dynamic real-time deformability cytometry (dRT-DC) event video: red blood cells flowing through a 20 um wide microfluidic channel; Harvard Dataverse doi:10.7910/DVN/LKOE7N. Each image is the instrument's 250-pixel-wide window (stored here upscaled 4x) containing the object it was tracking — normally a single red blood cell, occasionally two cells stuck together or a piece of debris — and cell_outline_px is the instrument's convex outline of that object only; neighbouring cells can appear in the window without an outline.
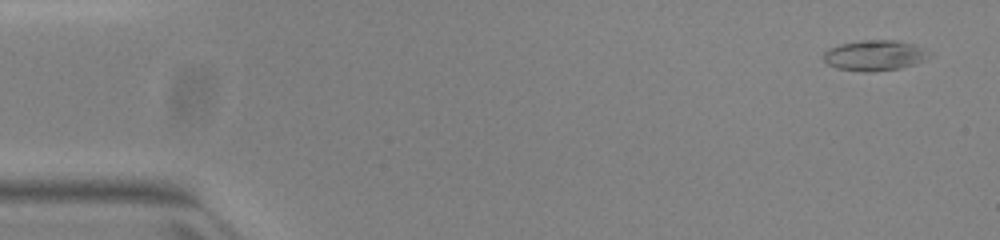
{"species": "common noctule bat (a hibernating species)", "species_latin": "Nyctalus noctula", "temperature_condition": "warm", "stored_images_in_passage": 45, "camera_frame_rate_fps": 3000, "um_per_image_px": 0.085, "animal": {"sex": "female", "body_mass_g": 23.0, "forearm_length_mm": 53.4}, "frame": {"image": 1, "passage_image": 1, "time_ms": 0.0, "image_size_px": [1000, 240], "cell_outline_px": [[932, 56], [928, 60], [916, 64], [900, 68], [872, 72], [864, 72], [836, 68], [828, 64], [824, 60], [824, 52], [828, 48], [840, 44], [860, 40], [896, 40], [912, 44], [924, 48]], "centroid_in_image_um": [74.37, 4.71], "position_along_channel_um": 10.6, "area_um2": 19.02}}
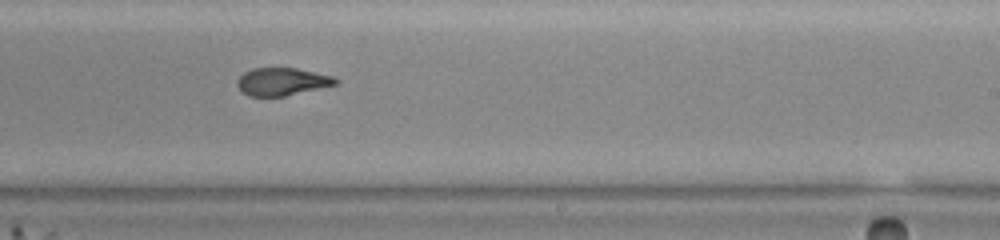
{"frame": {"image": 2, "passage_image": 30, "time_ms": 9.667, "image_size_px": [1000, 240], "cell_outline_px": [[340, 80], [336, 84], [284, 96], [248, 96], [236, 84], [240, 76], [244, 72], [252, 68], [296, 68], [332, 76]], "centroid_in_image_um": [23.96, 6.93], "position_along_channel_um": 265.0, "area_um2": 15.61}}
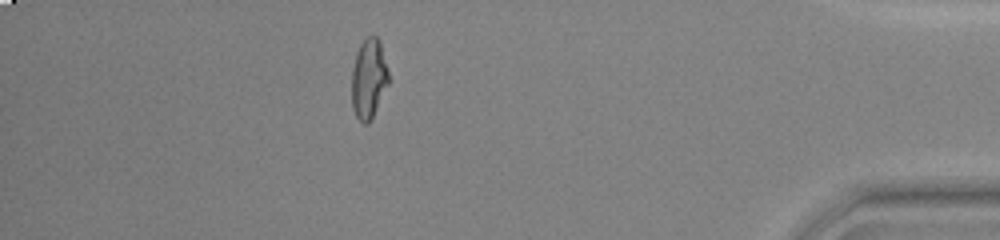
{"frame": {"image": 3, "passage_image": 44, "time_ms": 14.333, "image_size_px": [1000, 240], "cell_outline_px": [[388, 84], [368, 124], [364, 124], [356, 116], [352, 108], [352, 68], [356, 52], [360, 44], [368, 36], [376, 36], [380, 40], [388, 68]], "centroid_in_image_um": [31.33, 6.65], "position_along_channel_um": 403.9, "area_um2": 17.05}}